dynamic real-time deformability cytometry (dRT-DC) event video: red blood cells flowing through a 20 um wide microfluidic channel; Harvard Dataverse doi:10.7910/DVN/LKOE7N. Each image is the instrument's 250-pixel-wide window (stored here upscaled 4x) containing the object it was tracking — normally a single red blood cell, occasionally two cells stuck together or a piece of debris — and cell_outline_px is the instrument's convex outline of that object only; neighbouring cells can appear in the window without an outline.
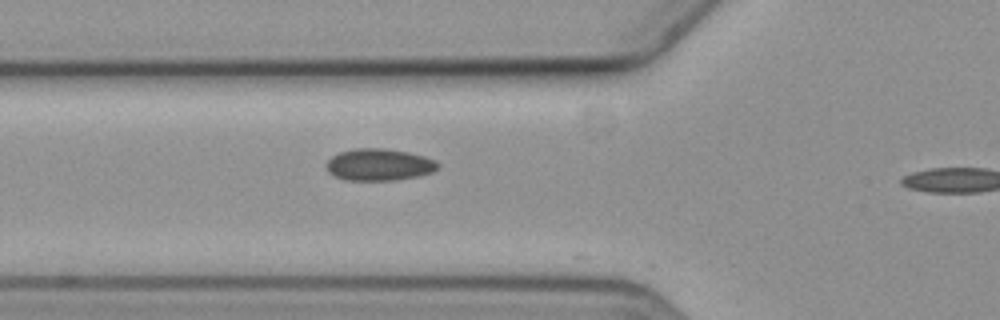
{"species": "common noctule bat (a hibernating species)", "species_latin": "Nyctalus noctula", "temperature_condition": "cold", "stored_images_in_passage": 3, "camera_frame_rate_fps": 3000, "um_per_image_px": 0.085, "animal": {"sex": "female", "body_mass_g": 19.3, "forearm_length_mm": 54.1}, "frame": {"image": 1, "passage_image": 2, "time_ms": 0.333, "image_size_px": [1000, 320], "cell_outline_px": [[440, 168], [432, 172], [420, 176], [396, 180], [344, 180], [332, 176], [328, 172], [324, 164], [332, 156], [340, 152], [356, 148], [384, 148], [408, 152], [424, 156], [436, 160], [440, 164]], "centroid_in_image_um": [32.22, 14.0], "position_along_channel_um": 93.6, "area_um2": 21.1}}